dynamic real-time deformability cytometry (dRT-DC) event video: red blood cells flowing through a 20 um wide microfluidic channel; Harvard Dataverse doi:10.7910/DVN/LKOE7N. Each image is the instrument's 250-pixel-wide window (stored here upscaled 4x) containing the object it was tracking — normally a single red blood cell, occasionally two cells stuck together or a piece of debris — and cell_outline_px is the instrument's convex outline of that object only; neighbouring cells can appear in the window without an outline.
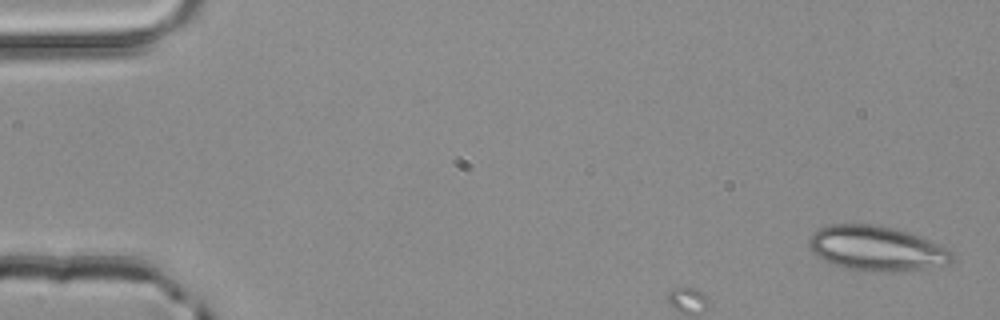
{"species": "common noctule bat (a hibernating species)", "species_latin": "Nyctalus noctula", "temperature_condition": "room temperature", "stored_images_in_passage": 3, "camera_frame_rate_fps": 3000, "um_per_image_px": 0.085, "animal": {"sex": "male", "body_mass_g": 20.4}, "frame": {"image": 1, "passage_image": 1, "time_ms": 0.0, "image_size_px": [1000, 320], "cell_outline_px": [[952, 260], [948, 264], [904, 272], [860, 272], [844, 268], [832, 264], [816, 256], [808, 244], [808, 240], [812, 232], [828, 224], [872, 224], [896, 228], [920, 236], [948, 248], [952, 252]], "centroid_in_image_um": [74.49, 21.13], "position_along_channel_um": 10.5, "area_um2": 38.03}}